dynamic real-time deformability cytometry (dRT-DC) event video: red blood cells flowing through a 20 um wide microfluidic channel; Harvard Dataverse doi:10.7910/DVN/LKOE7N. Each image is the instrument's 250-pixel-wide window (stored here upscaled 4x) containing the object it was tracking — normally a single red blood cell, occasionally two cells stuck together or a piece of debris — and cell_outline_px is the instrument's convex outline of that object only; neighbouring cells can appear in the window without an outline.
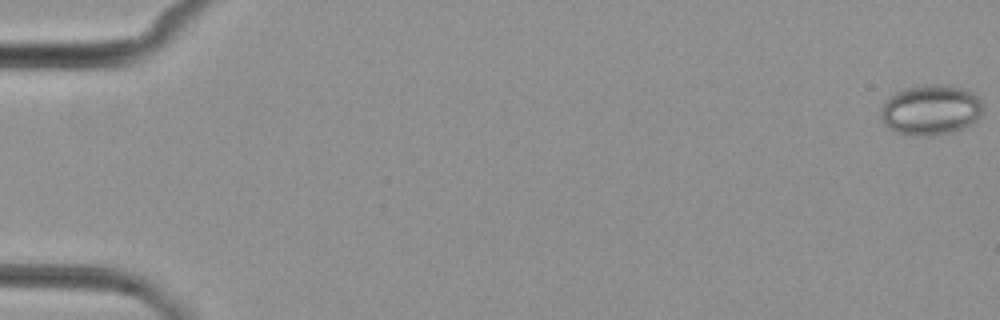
{"species": "common noctule bat (a hibernating species)", "species_latin": "Nyctalus noctula", "temperature_condition": "cold", "stored_images_in_passage": 10, "camera_frame_rate_fps": 3000, "um_per_image_px": 0.085, "animal": {"sex": "female", "body_mass_g": 29.2, "forearm_length_mm": 56.3}, "frame": {"image": 1, "passage_image": 1, "time_ms": 0.0, "image_size_px": [1000, 320], "cell_outline_px": [[984, 108], [980, 116], [972, 124], [952, 132], [932, 136], [920, 136], [896, 132], [888, 128], [884, 124], [880, 116], [880, 108], [896, 92], [908, 88], [928, 84], [948, 84], [972, 92], [980, 100]], "centroid_in_image_um": [79.13, 9.35], "position_along_channel_um": 5.9, "area_um2": 29.94}}
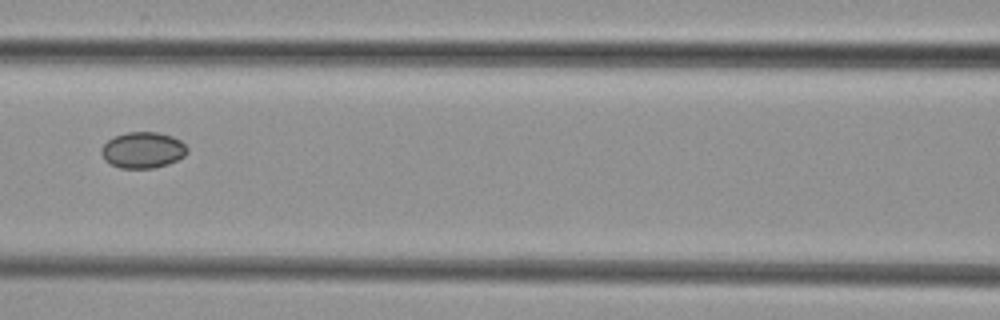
{"frame": {"image": 2, "passage_image": 7, "time_ms": 8.333, "image_size_px": [1000, 320], "cell_outline_px": [[188, 152], [184, 156], [168, 164], [152, 168], [120, 168], [104, 160], [100, 152], [100, 148], [108, 140], [116, 136], [128, 132], [160, 132], [172, 136], [180, 140], [188, 148]], "centroid_in_image_um": [12.14, 12.75], "position_along_channel_um": 154.5, "area_um2": 18.09}}
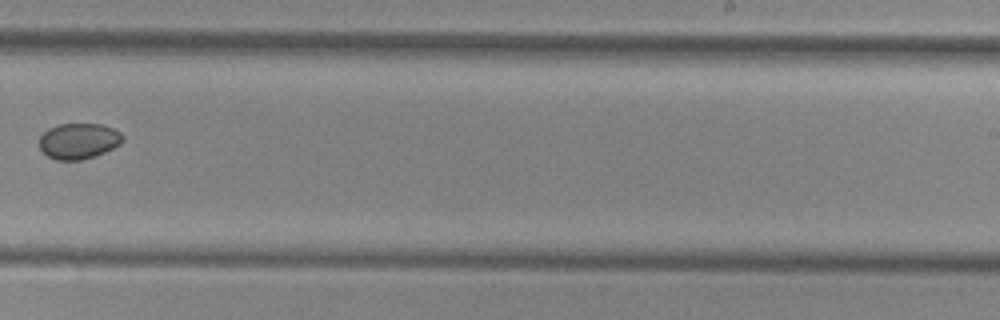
{"frame": {"image": 3, "passage_image": 10, "time_ms": 11.667, "image_size_px": [1000, 320], "cell_outline_px": [[124, 140], [120, 144], [96, 156], [80, 160], [56, 160], [48, 156], [40, 148], [40, 136], [48, 128], [60, 124], [104, 124], [120, 132], [124, 136]], "centroid_in_image_um": [6.71, 11.98], "position_along_channel_um": 282.3, "area_um2": 17.4}}